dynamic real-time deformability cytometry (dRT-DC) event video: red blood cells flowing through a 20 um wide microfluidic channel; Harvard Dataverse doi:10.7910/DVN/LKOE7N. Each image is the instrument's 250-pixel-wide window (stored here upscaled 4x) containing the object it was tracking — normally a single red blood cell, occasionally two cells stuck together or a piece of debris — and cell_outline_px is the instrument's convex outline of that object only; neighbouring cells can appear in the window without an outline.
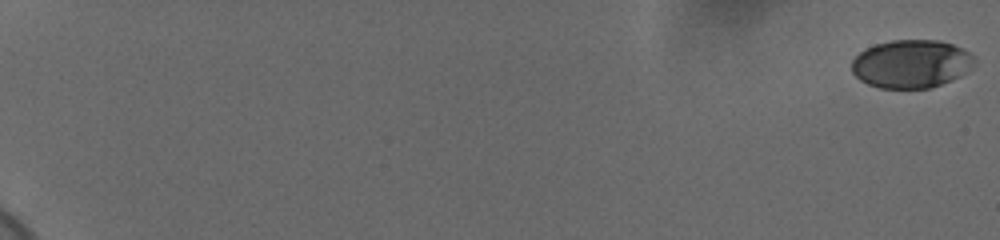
{"species": "human", "species_latin": "Homo sapiens", "temperature_condition": "cold", "stored_images_in_passage": 23, "camera_frame_rate_fps": 3000, "um_per_image_px": 0.085, "donor": {"sex": "female"}, "frame": {"image": 1, "passage_image": 1, "time_ms": 0.0, "image_size_px": [1000, 240], "cell_outline_px": [[976, 60], [960, 76], [940, 84], [928, 88], [880, 88], [868, 84], [860, 80], [852, 72], [852, 60], [860, 52], [876, 44], [892, 40], [936, 40], [952, 44], [976, 56]], "centroid_in_image_um": [77.43, 5.42], "position_along_channel_um": 7.6, "area_um2": 34.1}}
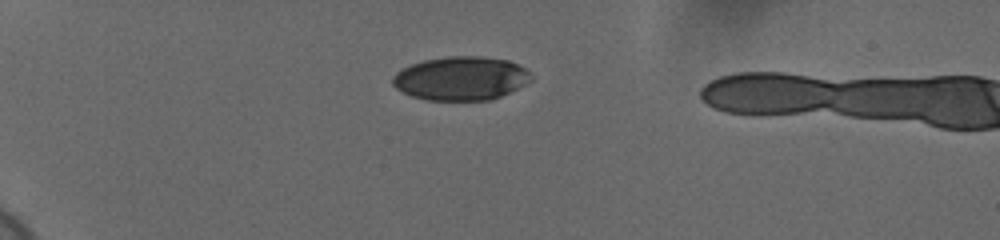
{"frame": {"image": 2, "passage_image": 19, "time_ms": 6.0, "image_size_px": [1000, 240], "cell_outline_px": [[532, 80], [500, 96], [488, 100], [428, 100], [412, 96], [396, 88], [392, 84], [392, 76], [396, 72], [412, 64], [424, 60], [448, 56], [480, 56], [508, 60], [524, 68], [528, 72]], "centroid_in_image_um": [39.14, 6.66], "position_along_channel_um": 45.9, "area_um2": 34.91}}